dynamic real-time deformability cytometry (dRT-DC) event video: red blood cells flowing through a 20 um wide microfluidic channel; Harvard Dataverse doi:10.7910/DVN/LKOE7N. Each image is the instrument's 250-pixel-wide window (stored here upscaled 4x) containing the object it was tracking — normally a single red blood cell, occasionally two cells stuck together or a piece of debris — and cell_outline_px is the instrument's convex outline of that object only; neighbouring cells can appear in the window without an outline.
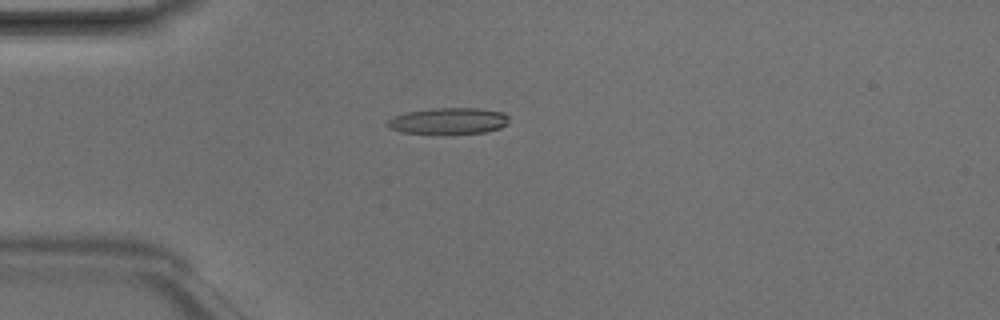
{"species": "Egyptian fruit bat (a non-hibernating species)", "species_latin": "Rousettus aegyptiacus", "temperature_condition": "room temperature", "stored_images_in_passage": 4, "camera_frame_rate_fps": 3000, "um_per_image_px": 0.085, "animal": {"sex": "male"}, "frame": {"image": 1, "passage_image": 3, "time_ms": 0.667, "image_size_px": [1000, 320], "cell_outline_px": [[508, 124], [500, 128], [484, 132], [400, 132], [388, 128], [388, 120], [392, 116], [408, 112], [432, 108], [476, 108], [504, 112], [508, 116]], "centroid_in_image_um": [38.14, 10.25], "position_along_channel_um": 46.9, "area_um2": 18.15}}